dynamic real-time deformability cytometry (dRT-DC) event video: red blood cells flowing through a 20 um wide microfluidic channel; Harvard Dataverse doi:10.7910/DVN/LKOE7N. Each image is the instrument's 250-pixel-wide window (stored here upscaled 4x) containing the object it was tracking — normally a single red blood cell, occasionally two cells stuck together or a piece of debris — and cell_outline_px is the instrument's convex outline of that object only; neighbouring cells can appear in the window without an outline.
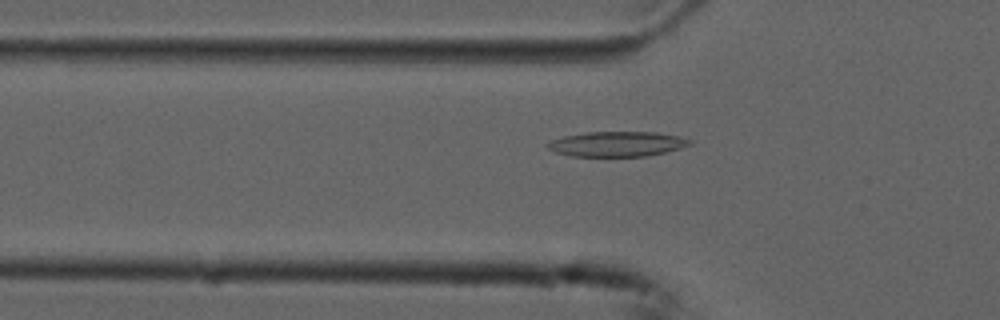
{"species": "common noctule bat (a hibernating species)", "species_latin": "Nyctalus noctula", "temperature_condition": "cold", "stored_images_in_passage": 55, "camera_frame_rate_fps": 3000, "um_per_image_px": 0.085, "animal": {"sex": "male", "forearm_length_mm": 52.5}, "frame": {"image": 1, "passage_image": 18, "time_ms": 5.667, "image_size_px": [1000, 320], "cell_outline_px": [[692, 144], [680, 148], [664, 152], [644, 156], [572, 156], [556, 152], [548, 148], [544, 144], [552, 140], [564, 136], [588, 132], [656, 132], [676, 136], [692, 140]], "centroid_in_image_um": [52.43, 12.23], "position_along_channel_um": 73.4, "area_um2": 20.52}}
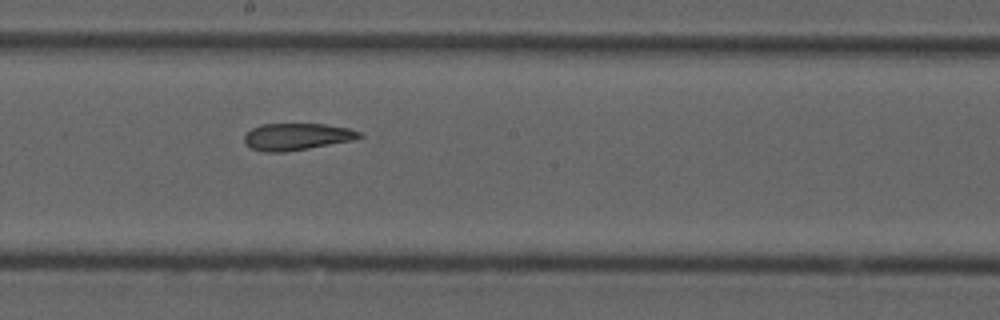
{"frame": {"image": 2, "passage_image": 30, "time_ms": 9.667, "image_size_px": [1000, 320], "cell_outline_px": [[364, 136], [356, 140], [284, 152], [264, 152], [252, 148], [244, 144], [244, 136], [252, 128], [260, 124], [324, 124], [348, 128], [360, 132]], "centroid_in_image_um": [25.24, 11.62], "position_along_channel_um": 223.0, "area_um2": 18.09}}
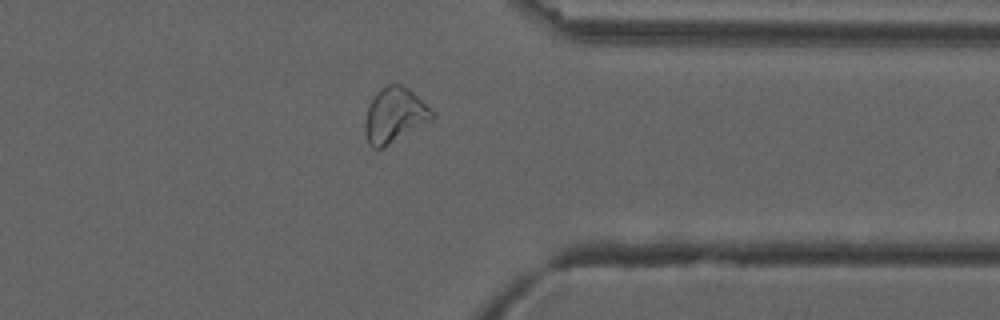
{"frame": {"image": 3, "passage_image": 43, "time_ms": 14.0, "image_size_px": [1000, 320], "cell_outline_px": [[436, 116], [432, 120], [384, 148], [372, 148], [368, 144], [364, 132], [364, 120], [368, 104], [376, 92], [380, 88], [388, 84], [400, 84], [408, 88]], "centroid_in_image_um": [33.48, 9.82], "position_along_channel_um": 377.9, "area_um2": 21.56}, "authors_computed_cell_mechanics": {"area_um2": 21.097, "velocity_mm_per_s": 3.7285, "shape_relaxation_time_tau1_ms": null, "shape_relaxation_time_tau2_ms": 3.5971, "deformation_change_tau1": null, "deformation_change_tau2": 0.1204}}